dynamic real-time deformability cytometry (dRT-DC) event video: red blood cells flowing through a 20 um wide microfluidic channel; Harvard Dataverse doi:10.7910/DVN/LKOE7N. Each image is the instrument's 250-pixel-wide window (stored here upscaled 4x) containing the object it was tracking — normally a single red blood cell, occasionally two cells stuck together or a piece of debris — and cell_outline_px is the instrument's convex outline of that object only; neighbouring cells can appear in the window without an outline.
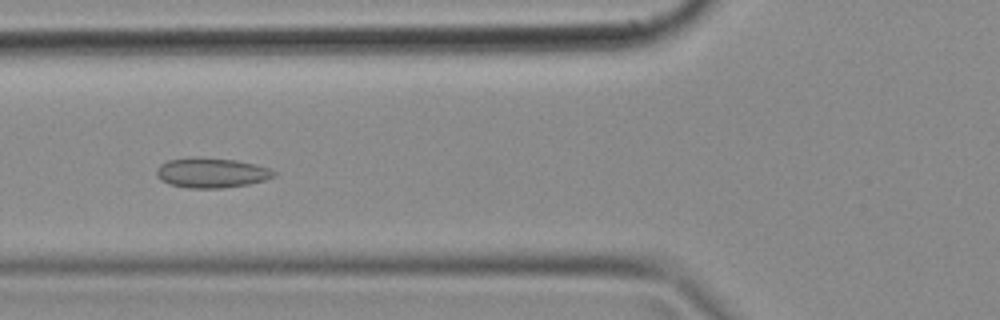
{"species": "common noctule bat (a hibernating species)", "species_latin": "Nyctalus noctula", "temperature_condition": "cold", "stored_images_in_passage": 49, "camera_frame_rate_fps": 3000, "um_per_image_px": 0.085, "animal": {"sex": "female", "body_mass_g": 18.4}, "frame": {"image": 1, "passage_image": 18, "time_ms": 5.667, "image_size_px": [1000, 320], "cell_outline_px": [[276, 176], [264, 180], [248, 184], [224, 188], [188, 188], [168, 184], [160, 180], [156, 176], [156, 168], [160, 164], [168, 160], [236, 160], [268, 168], [276, 172]], "centroid_in_image_um": [17.96, 14.74], "position_along_channel_um": 107.8, "area_um2": 19.65}}
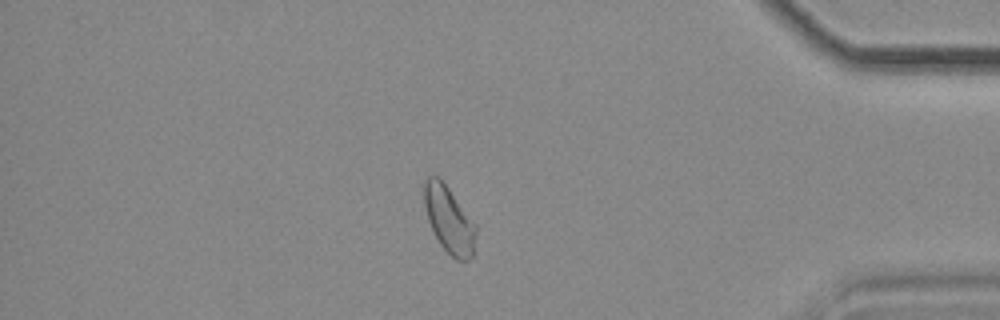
{"frame": {"image": 2, "passage_image": 42, "time_ms": 13.667, "image_size_px": [1000, 320], "cell_outline_px": [[476, 232], [472, 256], [468, 260], [456, 260], [440, 244], [432, 232], [424, 208], [424, 180], [428, 176], [436, 176], [448, 188], [476, 224]], "centroid_in_image_um": [38.15, 18.68], "position_along_channel_um": 397.1, "area_um2": 19.88}}
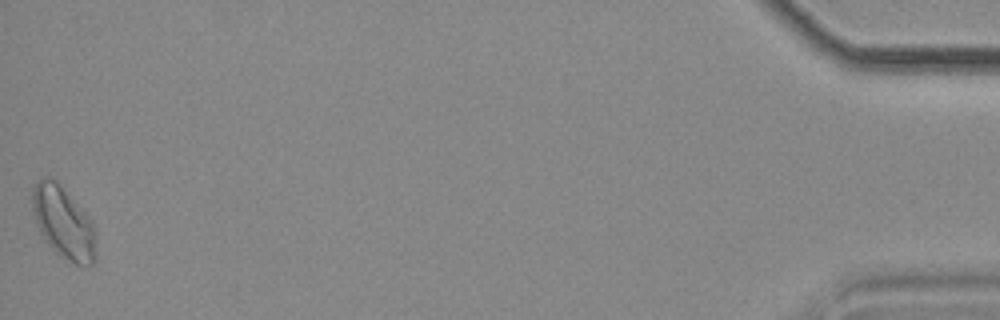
{"frame": {"image": 3, "passage_image": 49, "time_ms": 16.0, "image_size_px": [1000, 320], "cell_outline_px": [[96, 260], [92, 264], [76, 264], [56, 252], [44, 240], [36, 224], [32, 212], [32, 188], [44, 176], [48, 176], [56, 180], [92, 224], [96, 252]], "centroid_in_image_um": [5.33, 18.92], "position_along_channel_um": 429.9, "area_um2": 25.84}}